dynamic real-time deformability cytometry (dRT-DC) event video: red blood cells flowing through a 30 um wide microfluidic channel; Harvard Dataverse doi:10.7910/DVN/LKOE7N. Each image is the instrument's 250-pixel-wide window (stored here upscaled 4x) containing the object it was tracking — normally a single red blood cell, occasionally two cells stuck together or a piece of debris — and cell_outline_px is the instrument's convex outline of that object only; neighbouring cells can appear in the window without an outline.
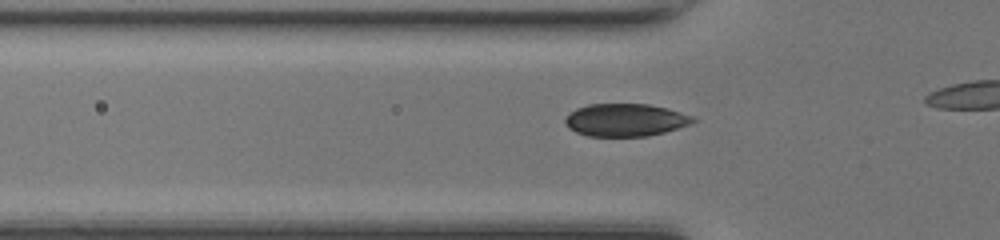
{"species": "common noctule bat (a hibernating species)", "species_latin": "Nyctalus noctula", "temperature_condition": "room temperature", "stored_images_in_passage": 17, "camera_frame_rate_fps": 3000, "um_per_image_px": 0.085, "animal": {"sex": "female", "body_mass_g": 17.0, "forearm_length_mm": 48.0}, "frame": {"image": 1, "passage_image": 12, "time_ms": 3.667, "image_size_px": [1000, 240], "cell_outline_px": [[696, 120], [688, 124], [664, 132], [648, 136], [588, 136], [576, 132], [568, 128], [564, 124], [564, 120], [576, 108], [588, 104], [648, 104], [668, 108], [692, 116]], "centroid_in_image_um": [53.12, 10.2], "position_along_channel_um": 72.7, "area_um2": 24.16}}
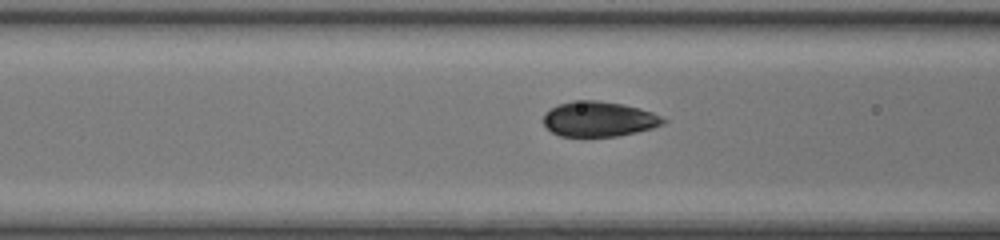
{"frame": {"image": 2, "passage_image": 15, "time_ms": 4.667, "image_size_px": [1000, 240], "cell_outline_px": [[668, 120], [664, 124], [652, 128], [636, 132], [616, 136], [560, 136], [552, 132], [544, 124], [544, 116], [552, 108], [560, 104], [572, 100], [596, 100], [624, 104], [640, 108], [652, 112]], "centroid_in_image_um": [50.94, 10.11], "position_along_channel_um": 115.7, "area_um2": 24.39}}